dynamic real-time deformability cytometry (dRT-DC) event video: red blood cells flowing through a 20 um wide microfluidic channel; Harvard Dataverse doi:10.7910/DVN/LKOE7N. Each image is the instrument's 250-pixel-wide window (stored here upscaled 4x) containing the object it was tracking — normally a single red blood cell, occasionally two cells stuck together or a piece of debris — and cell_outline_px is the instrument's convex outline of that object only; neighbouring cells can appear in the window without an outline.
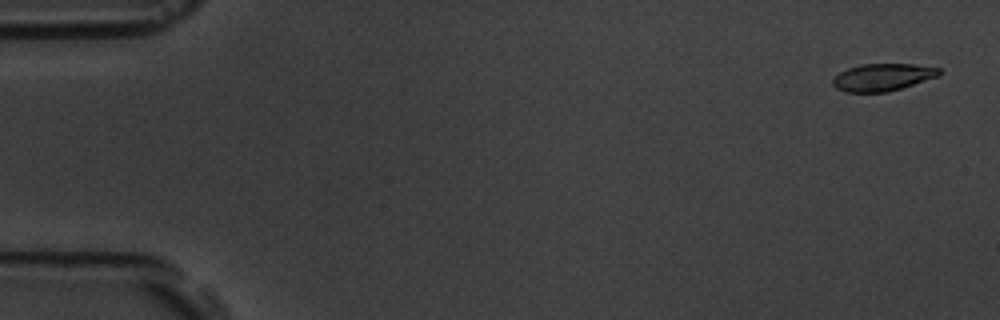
{"species": "common noctule bat (a hibernating species)", "species_latin": "Nyctalus noctula", "temperature_condition": "room temperature", "stored_images_in_passage": 5, "camera_frame_rate_fps": 3000, "um_per_image_px": 0.085, "animal": {"sex": "male", "body_mass_g": 19.5, "forearm_length_mm": 54.6}, "frame": {"image": 1, "passage_image": 1, "time_ms": 0.0, "image_size_px": [1000, 320], "cell_outline_px": [[940, 76], [888, 92], [844, 92], [836, 88], [832, 84], [832, 80], [840, 72], [848, 68], [860, 64], [916, 64], [940, 68]], "centroid_in_image_um": [75.03, 6.56], "position_along_channel_um": 10.0, "area_um2": 16.99}}
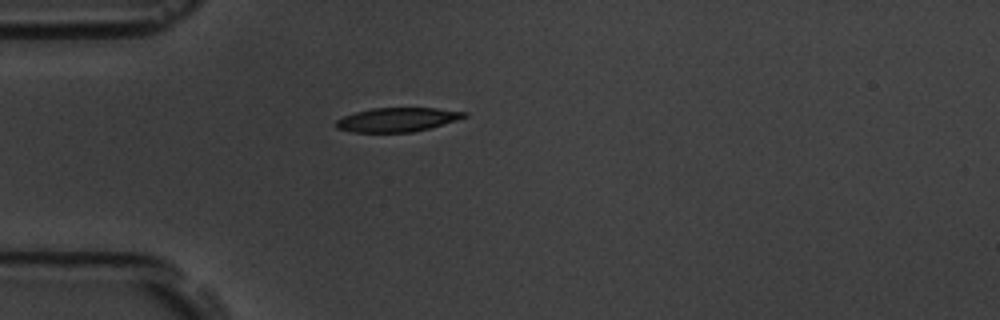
{"frame": {"image": 2, "passage_image": 5, "time_ms": 4.667, "image_size_px": [1000, 320], "cell_outline_px": [[468, 116], [456, 120], [428, 128], [412, 132], [352, 132], [336, 128], [336, 120], [344, 116], [356, 112], [372, 108], [436, 108], [468, 112]], "centroid_in_image_um": [33.76, 10.17], "position_along_channel_um": 51.2, "area_um2": 17.8}}